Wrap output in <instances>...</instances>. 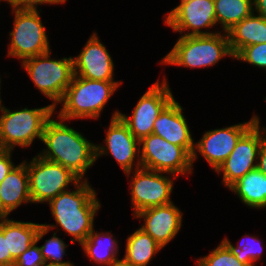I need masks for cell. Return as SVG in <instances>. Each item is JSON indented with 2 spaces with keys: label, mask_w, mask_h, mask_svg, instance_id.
<instances>
[{
  "label": "cell",
  "mask_w": 266,
  "mask_h": 266,
  "mask_svg": "<svg viewBox=\"0 0 266 266\" xmlns=\"http://www.w3.org/2000/svg\"><path fill=\"white\" fill-rule=\"evenodd\" d=\"M42 143L47 148L39 156L66 167L80 180H85L84 174L97 160L96 144L65 124L63 119L50 118L46 122Z\"/></svg>",
  "instance_id": "cell-1"
},
{
  "label": "cell",
  "mask_w": 266,
  "mask_h": 266,
  "mask_svg": "<svg viewBox=\"0 0 266 266\" xmlns=\"http://www.w3.org/2000/svg\"><path fill=\"white\" fill-rule=\"evenodd\" d=\"M56 225L42 224L49 231L60 226L72 236V243L80 245L88 238L94 229V219L101 203L96 192L85 178L75 184V190L58 194L49 203Z\"/></svg>",
  "instance_id": "cell-2"
},
{
  "label": "cell",
  "mask_w": 266,
  "mask_h": 266,
  "mask_svg": "<svg viewBox=\"0 0 266 266\" xmlns=\"http://www.w3.org/2000/svg\"><path fill=\"white\" fill-rule=\"evenodd\" d=\"M122 82L99 81L73 76L71 84L59 104H63L57 118L66 120L97 119Z\"/></svg>",
  "instance_id": "cell-3"
},
{
  "label": "cell",
  "mask_w": 266,
  "mask_h": 266,
  "mask_svg": "<svg viewBox=\"0 0 266 266\" xmlns=\"http://www.w3.org/2000/svg\"><path fill=\"white\" fill-rule=\"evenodd\" d=\"M213 35L180 36L172 50L163 57L161 64L203 68L216 65L224 56L234 58L227 32Z\"/></svg>",
  "instance_id": "cell-4"
},
{
  "label": "cell",
  "mask_w": 266,
  "mask_h": 266,
  "mask_svg": "<svg viewBox=\"0 0 266 266\" xmlns=\"http://www.w3.org/2000/svg\"><path fill=\"white\" fill-rule=\"evenodd\" d=\"M54 111L51 104L16 111L4 107L0 111V149L13 151L15 146L29 147L35 138L42 141L45 124L54 116Z\"/></svg>",
  "instance_id": "cell-5"
},
{
  "label": "cell",
  "mask_w": 266,
  "mask_h": 266,
  "mask_svg": "<svg viewBox=\"0 0 266 266\" xmlns=\"http://www.w3.org/2000/svg\"><path fill=\"white\" fill-rule=\"evenodd\" d=\"M51 51L30 57L22 61V67L28 73L41 94L54 101V109L62 99L65 90L74 76L73 57L50 58Z\"/></svg>",
  "instance_id": "cell-6"
},
{
  "label": "cell",
  "mask_w": 266,
  "mask_h": 266,
  "mask_svg": "<svg viewBox=\"0 0 266 266\" xmlns=\"http://www.w3.org/2000/svg\"><path fill=\"white\" fill-rule=\"evenodd\" d=\"M13 30L10 32V44L7 56L24 61L30 57L50 51L46 28L37 9L12 8Z\"/></svg>",
  "instance_id": "cell-7"
},
{
  "label": "cell",
  "mask_w": 266,
  "mask_h": 266,
  "mask_svg": "<svg viewBox=\"0 0 266 266\" xmlns=\"http://www.w3.org/2000/svg\"><path fill=\"white\" fill-rule=\"evenodd\" d=\"M142 168L175 175L191 174L192 155L184 148L150 134L139 141Z\"/></svg>",
  "instance_id": "cell-8"
},
{
  "label": "cell",
  "mask_w": 266,
  "mask_h": 266,
  "mask_svg": "<svg viewBox=\"0 0 266 266\" xmlns=\"http://www.w3.org/2000/svg\"><path fill=\"white\" fill-rule=\"evenodd\" d=\"M32 203L50 202L80 179L66 167L37 155L26 163Z\"/></svg>",
  "instance_id": "cell-9"
},
{
  "label": "cell",
  "mask_w": 266,
  "mask_h": 266,
  "mask_svg": "<svg viewBox=\"0 0 266 266\" xmlns=\"http://www.w3.org/2000/svg\"><path fill=\"white\" fill-rule=\"evenodd\" d=\"M173 99L174 96L167 80L164 78L161 84L157 80L138 100L131 116H126L121 112L118 116L134 137L140 141L143 137L153 133L155 120Z\"/></svg>",
  "instance_id": "cell-10"
},
{
  "label": "cell",
  "mask_w": 266,
  "mask_h": 266,
  "mask_svg": "<svg viewBox=\"0 0 266 266\" xmlns=\"http://www.w3.org/2000/svg\"><path fill=\"white\" fill-rule=\"evenodd\" d=\"M260 120L255 115V124L239 139L228 158L215 171L223 173L222 183L228 188L242 178L247 172L256 169L258 152L265 141Z\"/></svg>",
  "instance_id": "cell-11"
},
{
  "label": "cell",
  "mask_w": 266,
  "mask_h": 266,
  "mask_svg": "<svg viewBox=\"0 0 266 266\" xmlns=\"http://www.w3.org/2000/svg\"><path fill=\"white\" fill-rule=\"evenodd\" d=\"M163 172L139 168L134 170L131 179V201L133 214L149 207L163 206L172 203L171 192L173 190V180L176 176L169 178Z\"/></svg>",
  "instance_id": "cell-12"
},
{
  "label": "cell",
  "mask_w": 266,
  "mask_h": 266,
  "mask_svg": "<svg viewBox=\"0 0 266 266\" xmlns=\"http://www.w3.org/2000/svg\"><path fill=\"white\" fill-rule=\"evenodd\" d=\"M119 113L120 111L116 110L112 115L106 130V145H96V158L110 154L124 173L130 177L131 172L133 173L132 170H134V162H136L135 170L142 167L138 158L140 157L139 140L134 137L127 125L118 116ZM136 158H138L137 161Z\"/></svg>",
  "instance_id": "cell-13"
},
{
  "label": "cell",
  "mask_w": 266,
  "mask_h": 266,
  "mask_svg": "<svg viewBox=\"0 0 266 266\" xmlns=\"http://www.w3.org/2000/svg\"><path fill=\"white\" fill-rule=\"evenodd\" d=\"M165 17L164 23L174 32L180 34L185 32L181 36L216 34L211 31H201L217 24L214 0H180V4Z\"/></svg>",
  "instance_id": "cell-14"
},
{
  "label": "cell",
  "mask_w": 266,
  "mask_h": 266,
  "mask_svg": "<svg viewBox=\"0 0 266 266\" xmlns=\"http://www.w3.org/2000/svg\"><path fill=\"white\" fill-rule=\"evenodd\" d=\"M255 124V115L248 122L229 127L206 131L195 143L192 153V164L198 158L197 152L215 171L228 158L239 139ZM197 150V151H196Z\"/></svg>",
  "instance_id": "cell-15"
},
{
  "label": "cell",
  "mask_w": 266,
  "mask_h": 266,
  "mask_svg": "<svg viewBox=\"0 0 266 266\" xmlns=\"http://www.w3.org/2000/svg\"><path fill=\"white\" fill-rule=\"evenodd\" d=\"M74 75L90 80L115 81L114 63L97 33L88 39L80 54L73 57Z\"/></svg>",
  "instance_id": "cell-16"
},
{
  "label": "cell",
  "mask_w": 266,
  "mask_h": 266,
  "mask_svg": "<svg viewBox=\"0 0 266 266\" xmlns=\"http://www.w3.org/2000/svg\"><path fill=\"white\" fill-rule=\"evenodd\" d=\"M182 215L180 209L172 202L146 208L133 216L144 219V224L140 228L164 248L179 233L183 223Z\"/></svg>",
  "instance_id": "cell-17"
},
{
  "label": "cell",
  "mask_w": 266,
  "mask_h": 266,
  "mask_svg": "<svg viewBox=\"0 0 266 266\" xmlns=\"http://www.w3.org/2000/svg\"><path fill=\"white\" fill-rule=\"evenodd\" d=\"M153 134L166 141L184 147L191 155L195 142L192 139L183 108L175 98L162 110L153 124Z\"/></svg>",
  "instance_id": "cell-18"
},
{
  "label": "cell",
  "mask_w": 266,
  "mask_h": 266,
  "mask_svg": "<svg viewBox=\"0 0 266 266\" xmlns=\"http://www.w3.org/2000/svg\"><path fill=\"white\" fill-rule=\"evenodd\" d=\"M23 203H32L26 160L16 165L0 183V217H8Z\"/></svg>",
  "instance_id": "cell-19"
},
{
  "label": "cell",
  "mask_w": 266,
  "mask_h": 266,
  "mask_svg": "<svg viewBox=\"0 0 266 266\" xmlns=\"http://www.w3.org/2000/svg\"><path fill=\"white\" fill-rule=\"evenodd\" d=\"M234 57L246 46L266 43V20L252 13L227 31Z\"/></svg>",
  "instance_id": "cell-20"
},
{
  "label": "cell",
  "mask_w": 266,
  "mask_h": 266,
  "mask_svg": "<svg viewBox=\"0 0 266 266\" xmlns=\"http://www.w3.org/2000/svg\"><path fill=\"white\" fill-rule=\"evenodd\" d=\"M229 189L251 208L266 207V176L257 168L247 172Z\"/></svg>",
  "instance_id": "cell-21"
},
{
  "label": "cell",
  "mask_w": 266,
  "mask_h": 266,
  "mask_svg": "<svg viewBox=\"0 0 266 266\" xmlns=\"http://www.w3.org/2000/svg\"><path fill=\"white\" fill-rule=\"evenodd\" d=\"M94 231L92 230L88 238L81 244L88 258L101 266H112L120 261L121 259L117 258L118 241L113 238L112 232L97 233Z\"/></svg>",
  "instance_id": "cell-22"
},
{
  "label": "cell",
  "mask_w": 266,
  "mask_h": 266,
  "mask_svg": "<svg viewBox=\"0 0 266 266\" xmlns=\"http://www.w3.org/2000/svg\"><path fill=\"white\" fill-rule=\"evenodd\" d=\"M40 225L3 217V234L7 237L8 250L15 260L36 241Z\"/></svg>",
  "instance_id": "cell-23"
},
{
  "label": "cell",
  "mask_w": 266,
  "mask_h": 266,
  "mask_svg": "<svg viewBox=\"0 0 266 266\" xmlns=\"http://www.w3.org/2000/svg\"><path fill=\"white\" fill-rule=\"evenodd\" d=\"M162 247L141 228L127 237L123 262L131 266H147Z\"/></svg>",
  "instance_id": "cell-24"
},
{
  "label": "cell",
  "mask_w": 266,
  "mask_h": 266,
  "mask_svg": "<svg viewBox=\"0 0 266 266\" xmlns=\"http://www.w3.org/2000/svg\"><path fill=\"white\" fill-rule=\"evenodd\" d=\"M216 21L227 32L254 12L253 0H214Z\"/></svg>",
  "instance_id": "cell-25"
},
{
  "label": "cell",
  "mask_w": 266,
  "mask_h": 266,
  "mask_svg": "<svg viewBox=\"0 0 266 266\" xmlns=\"http://www.w3.org/2000/svg\"><path fill=\"white\" fill-rule=\"evenodd\" d=\"M247 236L249 238H247ZM247 239H246V238ZM244 239V240H243ZM246 239V240H245ZM242 243H238L235 247L228 238H224L222 242L229 248L235 257L246 266H255V262L259 260L264 249L261 240L252 235H247L242 238Z\"/></svg>",
  "instance_id": "cell-26"
},
{
  "label": "cell",
  "mask_w": 266,
  "mask_h": 266,
  "mask_svg": "<svg viewBox=\"0 0 266 266\" xmlns=\"http://www.w3.org/2000/svg\"><path fill=\"white\" fill-rule=\"evenodd\" d=\"M197 266H246L221 241L207 256L197 259Z\"/></svg>",
  "instance_id": "cell-27"
},
{
  "label": "cell",
  "mask_w": 266,
  "mask_h": 266,
  "mask_svg": "<svg viewBox=\"0 0 266 266\" xmlns=\"http://www.w3.org/2000/svg\"><path fill=\"white\" fill-rule=\"evenodd\" d=\"M48 232L49 230L41 224L36 233V241L33 242L31 246L19 257H17L13 266H42L45 261L39 246L36 245Z\"/></svg>",
  "instance_id": "cell-28"
},
{
  "label": "cell",
  "mask_w": 266,
  "mask_h": 266,
  "mask_svg": "<svg viewBox=\"0 0 266 266\" xmlns=\"http://www.w3.org/2000/svg\"><path fill=\"white\" fill-rule=\"evenodd\" d=\"M66 245L63 239L56 236V232L53 233V237L45 240V243L40 246V251L45 262L58 263V264H72L69 261H62L64 254L66 253Z\"/></svg>",
  "instance_id": "cell-29"
},
{
  "label": "cell",
  "mask_w": 266,
  "mask_h": 266,
  "mask_svg": "<svg viewBox=\"0 0 266 266\" xmlns=\"http://www.w3.org/2000/svg\"><path fill=\"white\" fill-rule=\"evenodd\" d=\"M234 58L266 70V43L246 46Z\"/></svg>",
  "instance_id": "cell-30"
},
{
  "label": "cell",
  "mask_w": 266,
  "mask_h": 266,
  "mask_svg": "<svg viewBox=\"0 0 266 266\" xmlns=\"http://www.w3.org/2000/svg\"><path fill=\"white\" fill-rule=\"evenodd\" d=\"M3 0H0V2ZM12 8L17 9H37L40 4H62L67 0H4Z\"/></svg>",
  "instance_id": "cell-31"
},
{
  "label": "cell",
  "mask_w": 266,
  "mask_h": 266,
  "mask_svg": "<svg viewBox=\"0 0 266 266\" xmlns=\"http://www.w3.org/2000/svg\"><path fill=\"white\" fill-rule=\"evenodd\" d=\"M14 262L8 250L7 237L3 234V217H0V266H13Z\"/></svg>",
  "instance_id": "cell-32"
},
{
  "label": "cell",
  "mask_w": 266,
  "mask_h": 266,
  "mask_svg": "<svg viewBox=\"0 0 266 266\" xmlns=\"http://www.w3.org/2000/svg\"><path fill=\"white\" fill-rule=\"evenodd\" d=\"M12 150L0 149V183L7 176V174L16 166L12 162Z\"/></svg>",
  "instance_id": "cell-33"
},
{
  "label": "cell",
  "mask_w": 266,
  "mask_h": 266,
  "mask_svg": "<svg viewBox=\"0 0 266 266\" xmlns=\"http://www.w3.org/2000/svg\"><path fill=\"white\" fill-rule=\"evenodd\" d=\"M257 169L266 176V141H264L259 149L257 158Z\"/></svg>",
  "instance_id": "cell-34"
},
{
  "label": "cell",
  "mask_w": 266,
  "mask_h": 266,
  "mask_svg": "<svg viewBox=\"0 0 266 266\" xmlns=\"http://www.w3.org/2000/svg\"><path fill=\"white\" fill-rule=\"evenodd\" d=\"M254 12L266 20V0H253Z\"/></svg>",
  "instance_id": "cell-35"
},
{
  "label": "cell",
  "mask_w": 266,
  "mask_h": 266,
  "mask_svg": "<svg viewBox=\"0 0 266 266\" xmlns=\"http://www.w3.org/2000/svg\"><path fill=\"white\" fill-rule=\"evenodd\" d=\"M42 266H74L73 264H58L45 262Z\"/></svg>",
  "instance_id": "cell-36"
},
{
  "label": "cell",
  "mask_w": 266,
  "mask_h": 266,
  "mask_svg": "<svg viewBox=\"0 0 266 266\" xmlns=\"http://www.w3.org/2000/svg\"><path fill=\"white\" fill-rule=\"evenodd\" d=\"M112 266H131L126 264L125 262H123L122 260L116 262L115 264H113Z\"/></svg>",
  "instance_id": "cell-37"
},
{
  "label": "cell",
  "mask_w": 266,
  "mask_h": 266,
  "mask_svg": "<svg viewBox=\"0 0 266 266\" xmlns=\"http://www.w3.org/2000/svg\"><path fill=\"white\" fill-rule=\"evenodd\" d=\"M0 83H1V77H0ZM1 87V85H0ZM1 89V88H0ZM1 94V92H0ZM5 106L2 105V99H1V96H0V111L4 108Z\"/></svg>",
  "instance_id": "cell-38"
},
{
  "label": "cell",
  "mask_w": 266,
  "mask_h": 266,
  "mask_svg": "<svg viewBox=\"0 0 266 266\" xmlns=\"http://www.w3.org/2000/svg\"><path fill=\"white\" fill-rule=\"evenodd\" d=\"M262 133L264 136V140L266 141V128L265 127L262 128Z\"/></svg>",
  "instance_id": "cell-39"
}]
</instances>
